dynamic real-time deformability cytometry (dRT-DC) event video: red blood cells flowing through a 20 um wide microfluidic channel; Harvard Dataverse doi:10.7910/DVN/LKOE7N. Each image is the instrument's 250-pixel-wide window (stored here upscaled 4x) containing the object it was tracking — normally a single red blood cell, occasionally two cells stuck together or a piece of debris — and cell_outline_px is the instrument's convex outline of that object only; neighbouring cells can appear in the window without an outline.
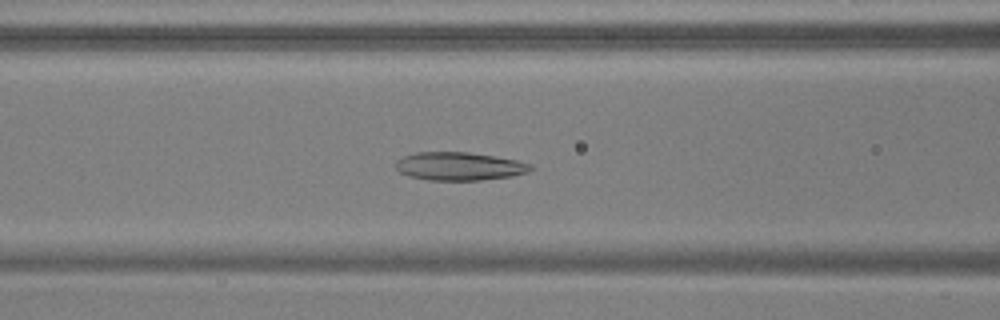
{"species": "common noctule bat (a hibernating species)", "species_latin": "Nyctalus noctula", "temperature_condition": "warm", "stored_images_in_passage": 44, "camera_frame_rate_fps": 3000, "um_per_image_px": 0.085, "animal": {"sex": "male", "body_mass_g": 17.9, "forearm_length_mm": 54.2}, "frame": {"image": 1, "passage_image": 13, "time_ms": 4.0, "image_size_px": [1000, 320], "cell_outline_px": [[532, 168], [528, 172], [512, 176], [480, 180], [428, 180], [408, 176], [400, 172], [396, 168], [396, 160], [404, 156], [416, 152], [468, 152], [496, 156], [516, 160], [532, 164]], "centroid_in_image_um": [39.03, 14.13], "position_along_channel_um": 127.6, "area_um2": 22.2}}
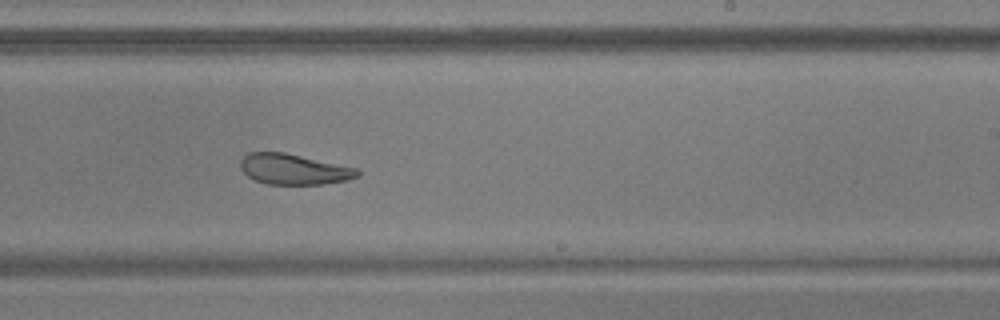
{"frame": {"image": 2, "passage_image": 24, "time_ms": 7.667, "image_size_px": [1000, 320], "cell_outline_px": [[360, 176], [348, 180], [324, 184], [268, 184], [256, 180], [248, 176], [240, 168], [240, 160], [248, 152], [284, 152], [356, 168], [360, 172]], "centroid_in_image_um": [24.97, 14.38], "position_along_channel_um": 264.0, "area_um2": 20.75}}
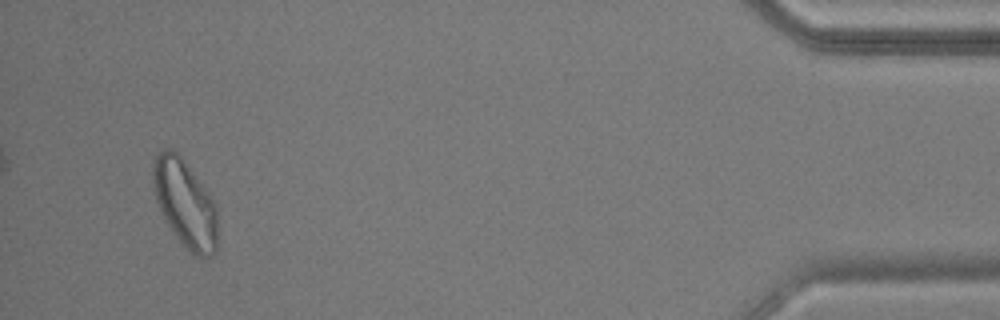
{"frame": {"image": 3, "passage_image": 42, "time_ms": 13.667, "image_size_px": [1000, 320], "cell_outline_px": [[216, 252], [212, 256], [204, 260], [196, 256], [180, 240], [168, 224], [156, 200], [152, 180], [152, 164], [156, 152], [160, 148], [168, 148], [176, 152], [184, 160], [208, 192], [216, 204]], "centroid_in_image_um": [15.72, 17.26], "position_along_channel_um": 419.5, "area_um2": 32.71}, "authors_computed_cell_mechanics": {"area_um2": 24.3338, "velocity_mm_per_s": 3.7248, "shape_relaxation_time_tau1_ms": null, "shape_relaxation_time_tau2_ms": 2.6422, "deformation_change_tau1": null, "deformation_change_tau2": 0.101}}